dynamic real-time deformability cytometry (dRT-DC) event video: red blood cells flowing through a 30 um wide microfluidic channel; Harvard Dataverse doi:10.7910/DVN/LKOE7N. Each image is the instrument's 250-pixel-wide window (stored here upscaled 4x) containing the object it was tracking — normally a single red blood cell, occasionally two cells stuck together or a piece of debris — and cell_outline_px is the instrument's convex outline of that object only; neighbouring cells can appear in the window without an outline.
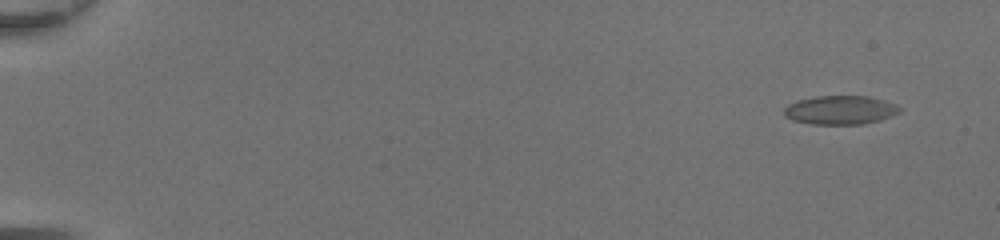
{"species": "common noctule bat (a hibernating species)", "species_latin": "Nyctalus noctula", "temperature_condition": "room temperature", "stored_images_in_passage": 51, "camera_frame_rate_fps": 3000, "um_per_image_px": 0.085, "animal": {"sex": "female", "body_mass_g": 20.0, "forearm_length_mm": 54.0}, "frame": {"image": 1, "passage_image": 4, "time_ms": 1.0, "image_size_px": [1000, 240], "cell_outline_px": [[900, 112], [892, 116], [880, 120], [860, 124], [812, 124], [792, 120], [784, 116], [784, 108], [788, 104], [796, 100], [816, 96], [868, 96], [884, 100], [896, 104], [900, 108]], "centroid_in_image_um": [71.41, 9.35], "position_along_channel_um": 13.6, "area_um2": 19.48}}
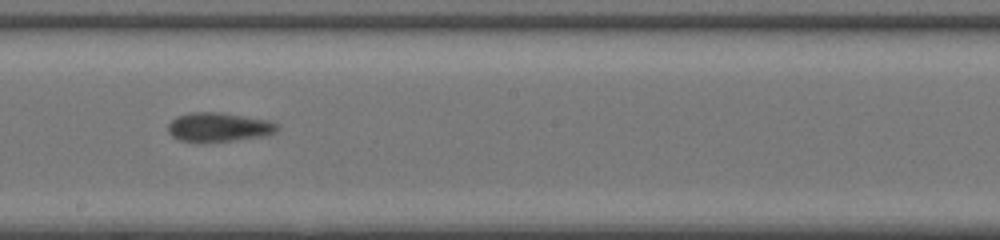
{"frame": {"image": 2, "passage_image": 31, "time_ms": 10.0, "image_size_px": [1000, 240], "cell_outline_px": [[280, 128], [276, 132], [264, 136], [236, 140], [196, 144], [180, 140], [172, 136], [168, 132], [168, 124], [176, 116], [188, 112], [220, 112], [268, 120], [280, 124]], "centroid_in_image_um": [18.58, 10.83], "position_along_channel_um": 229.6, "area_um2": 19.07}}
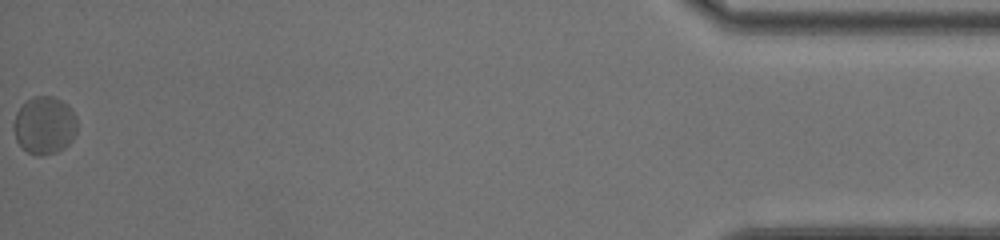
{"frame": {"image": 3, "passage_image": 51, "time_ms": 16.667, "image_size_px": [1000, 240], "cell_outline_px": [[76, 132], [72, 140], [64, 148], [56, 152], [40, 156], [36, 156], [28, 152], [16, 140], [12, 128], [12, 124], [16, 112], [32, 96], [52, 96], [68, 104], [72, 108], [76, 116]], "centroid_in_image_um": [3.78, 10.65], "position_along_channel_um": 431.4, "area_um2": 21.5}, "authors_computed_cell_mechanics": {"area_um2": 19.1318, "velocity_mm_per_s": 4.3065, "shape_relaxation_time_tau1_ms": null, "shape_relaxation_time_tau2_ms": 2.1047, "deformation_change_tau1": null, "deformation_change_tau2": 0.0678}}